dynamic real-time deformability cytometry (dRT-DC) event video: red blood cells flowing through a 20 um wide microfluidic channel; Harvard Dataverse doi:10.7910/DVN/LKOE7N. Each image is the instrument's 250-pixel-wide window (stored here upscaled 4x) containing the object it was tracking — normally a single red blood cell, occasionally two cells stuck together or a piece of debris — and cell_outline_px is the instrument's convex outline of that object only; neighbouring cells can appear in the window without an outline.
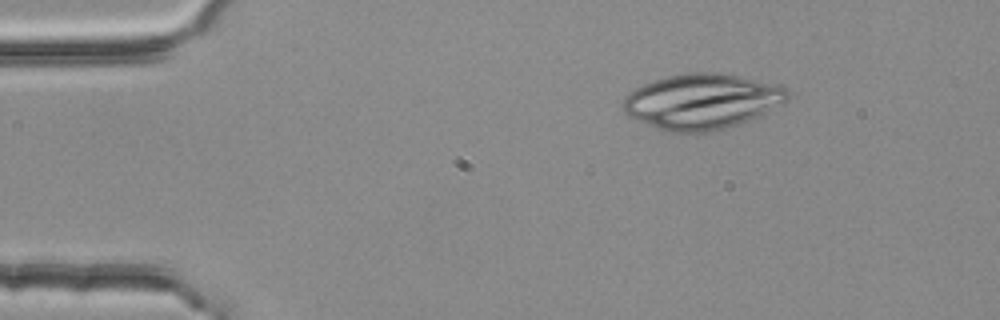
{"species": "common noctule bat (a hibernating species)", "species_latin": "Nyctalus noctula", "temperature_condition": "room temperature", "stored_images_in_passage": 4, "camera_frame_rate_fps": 3000, "um_per_image_px": 0.085, "animal": {"sex": "female", "body_mass_g": 25.1}, "frame": {"image": 1, "passage_image": 2, "time_ms": 0.333, "image_size_px": [1000, 320], "cell_outline_px": [[792, 96], [788, 100], [748, 120], [712, 132], [664, 132], [636, 120], [628, 116], [624, 112], [624, 100], [636, 88], [644, 84], [668, 76], [688, 72], [716, 72], [740, 76], [780, 84], [788, 88]], "centroid_in_image_um": [59.7, 8.62], "position_along_channel_um": 25.3, "area_um2": 52.94}}